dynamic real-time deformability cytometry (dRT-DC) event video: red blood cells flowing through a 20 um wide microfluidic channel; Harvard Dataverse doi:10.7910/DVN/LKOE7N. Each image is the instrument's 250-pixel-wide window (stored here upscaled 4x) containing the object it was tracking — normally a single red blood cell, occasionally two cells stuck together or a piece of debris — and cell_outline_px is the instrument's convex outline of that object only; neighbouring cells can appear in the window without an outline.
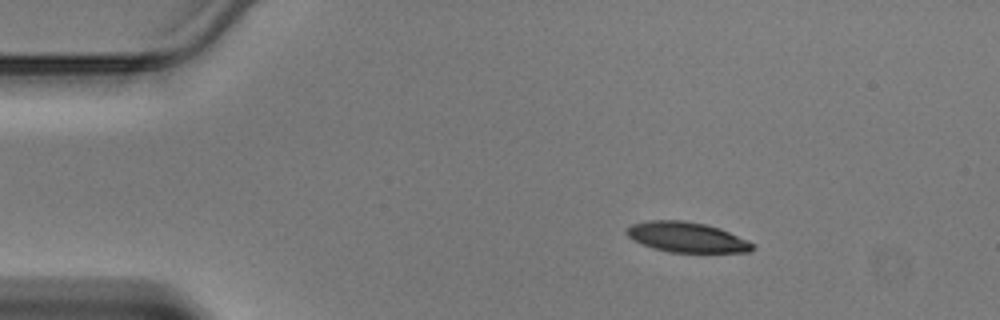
{"species": "Egyptian fruit bat (a non-hibernating species)", "species_latin": "Rousettus aegyptiacus", "temperature_condition": "warm", "stored_images_in_passage": 40, "camera_frame_rate_fps": 3000, "um_per_image_px": 0.085, "animal": {"sex": "male"}, "frame": {"image": 1, "passage_image": 2, "time_ms": 0.333, "image_size_px": [1000, 320], "cell_outline_px": [[756, 248], [748, 252], [668, 252], [652, 248], [628, 236], [624, 232], [632, 224], [648, 220], [680, 220], [708, 224], [720, 228], [748, 240], [756, 244]], "centroid_in_image_um": [58.42, 20.16], "position_along_channel_um": 26.6, "area_um2": 22.2}}
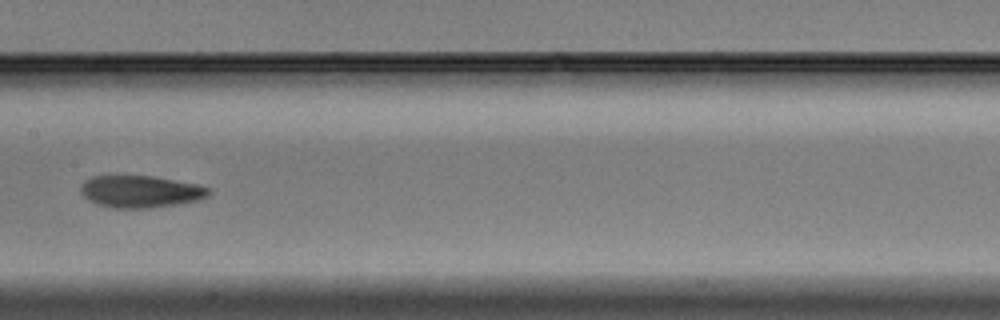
{"frame": {"image": 2, "passage_image": 18, "time_ms": 5.667, "image_size_px": [1000, 320], "cell_outline_px": [[212, 192], [208, 196], [200, 200], [176, 204], [148, 208], [112, 208], [88, 200], [80, 192], [80, 188], [92, 176], [152, 176], [196, 184], [208, 188]], "centroid_in_image_um": [11.97, 16.29], "position_along_channel_um": 195.4, "area_um2": 23.64}}
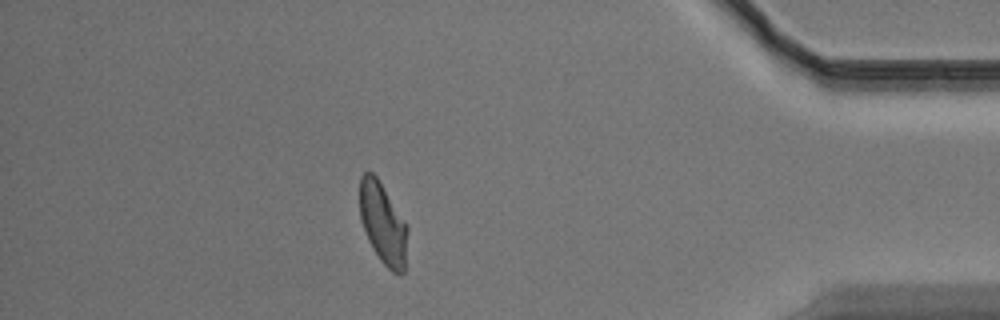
{"frame": {"image": 3, "passage_image": 35, "time_ms": 11.333, "image_size_px": [1000, 320], "cell_outline_px": [[408, 228], [404, 272], [400, 276], [392, 272], [380, 260], [372, 248], [368, 240], [360, 220], [360, 176], [364, 172], [372, 172], [376, 176], [408, 224]], "centroid_in_image_um": [32.56, 19.01], "position_along_channel_um": 402.6, "area_um2": 22.83}}